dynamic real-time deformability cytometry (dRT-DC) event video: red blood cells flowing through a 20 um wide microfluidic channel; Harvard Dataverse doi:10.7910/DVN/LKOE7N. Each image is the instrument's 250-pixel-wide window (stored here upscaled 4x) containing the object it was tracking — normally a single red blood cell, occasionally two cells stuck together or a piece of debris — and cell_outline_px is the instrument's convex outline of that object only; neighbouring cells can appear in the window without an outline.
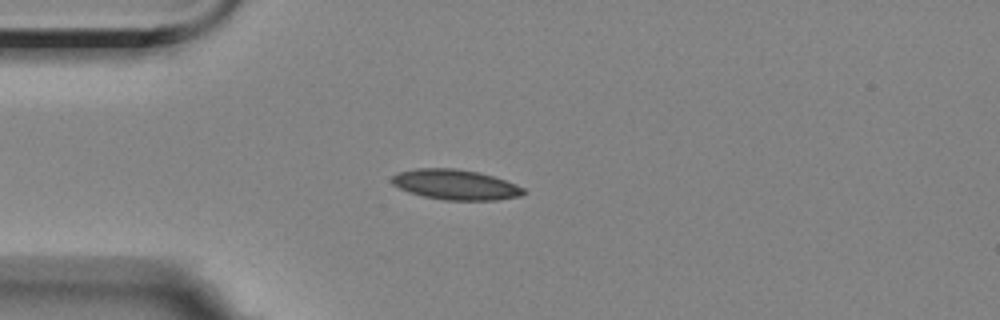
{"species": "Egyptian fruit bat (a non-hibernating species)", "species_latin": "Rousettus aegyptiacus", "temperature_condition": "room temperature", "stored_images_in_passage": 39, "camera_frame_rate_fps": 3000, "um_per_image_px": 0.085, "animal": {"sex": "female"}, "frame": {"image": 1, "passage_image": 1, "time_ms": 0.0, "image_size_px": [1000, 320], "cell_outline_px": [[524, 192], [520, 196], [496, 200], [444, 200], [424, 196], [408, 192], [392, 184], [392, 176], [400, 172], [416, 168], [456, 168], [480, 172], [516, 184], [524, 188]], "centroid_in_image_um": [38.71, 15.69], "position_along_channel_um": 46.3, "area_um2": 23.06}}
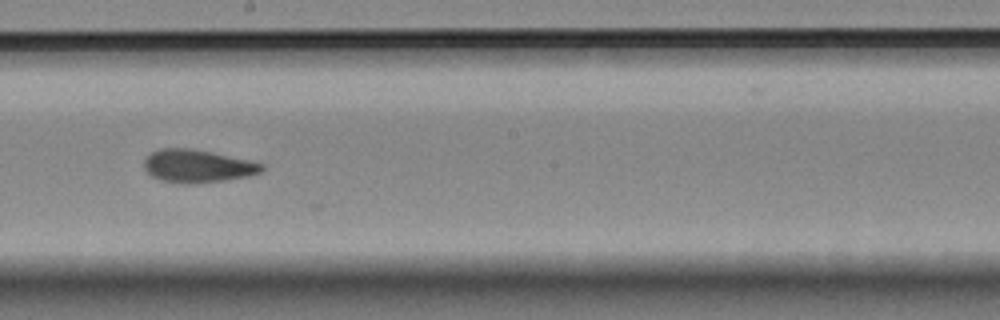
{"frame": {"image": 2, "passage_image": 18, "time_ms": 5.667, "image_size_px": [1000, 320], "cell_outline_px": [[264, 168], [260, 172], [248, 176], [224, 180], [196, 184], [180, 184], [160, 180], [152, 176], [144, 168], [144, 160], [152, 152], [160, 148], [192, 148], [212, 152], [264, 164]], "centroid_in_image_um": [16.75, 14.12], "position_along_channel_um": 231.4, "area_um2": 22.54}}
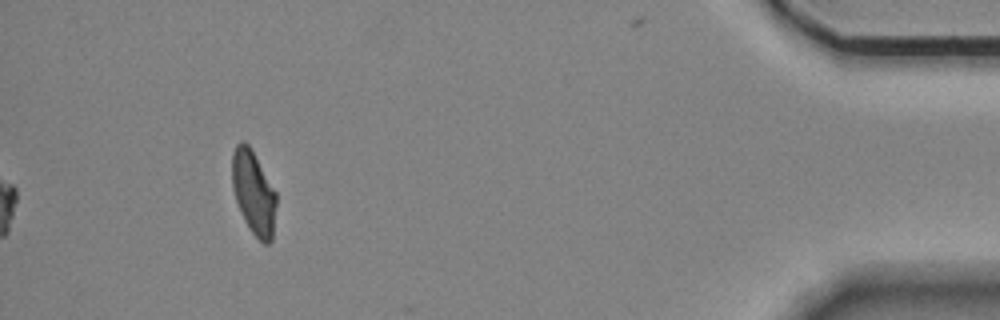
{"frame": {"image": 3, "passage_image": 39, "time_ms": 12.667, "image_size_px": [1000, 320], "cell_outline_px": [[276, 204], [272, 240], [268, 244], [264, 244], [252, 232], [244, 220], [236, 200], [232, 188], [232, 152], [236, 144], [240, 140], [244, 140], [248, 144], [276, 192]], "centroid_in_image_um": [21.54, 16.36], "position_along_channel_um": 413.7, "area_um2": 21.39}, "authors_computed_cell_mechanics": {"area_um2": 22.4842, "velocity_mm_per_s": 3.5092, "shape_relaxation_time_tau1_ms": 4.9182, "shape_relaxation_time_tau2_ms": 2.6235, "deformation_change_tau1": 0.1352, "deformation_change_tau2": 0.0793}}